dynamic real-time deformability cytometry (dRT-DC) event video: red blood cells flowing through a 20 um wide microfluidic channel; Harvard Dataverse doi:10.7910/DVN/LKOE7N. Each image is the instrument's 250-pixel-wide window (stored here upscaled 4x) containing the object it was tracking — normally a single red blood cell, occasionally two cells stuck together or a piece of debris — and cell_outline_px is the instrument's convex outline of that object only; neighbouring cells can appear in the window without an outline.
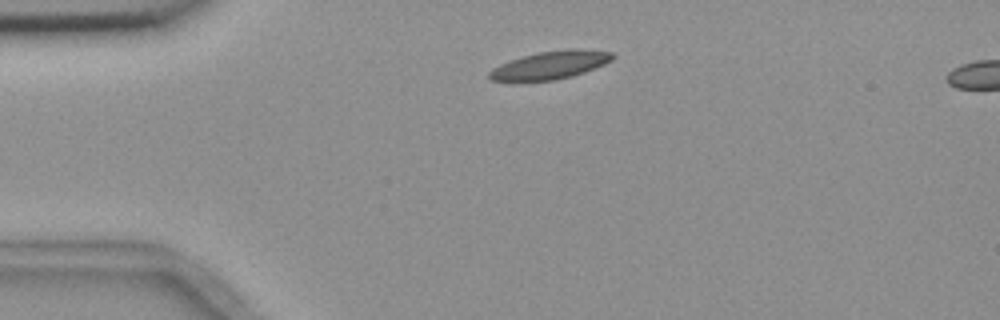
{"species": "common noctule bat (a hibernating species)", "species_latin": "Nyctalus noctula", "temperature_condition": "room temperature", "stored_images_in_passage": 4, "segment_of_instrument_passage": [1, 2], "camera_frame_rate_fps": 3000, "um_per_image_px": 0.085, "animal": {"sex": "female", "body_mass_g": 18.4}, "frame": {"image": 1, "passage_image": 2, "time_ms": 1.333, "image_size_px": [1000, 320], "cell_outline_px": [[616, 56], [612, 60], [604, 64], [584, 72], [572, 76], [556, 80], [492, 80], [488, 76], [488, 72], [492, 68], [500, 64], [536, 52], [568, 48], [576, 48], [612, 52]], "centroid_in_image_um": [46.82, 5.51], "position_along_channel_um": 38.2, "area_um2": 19.94}}